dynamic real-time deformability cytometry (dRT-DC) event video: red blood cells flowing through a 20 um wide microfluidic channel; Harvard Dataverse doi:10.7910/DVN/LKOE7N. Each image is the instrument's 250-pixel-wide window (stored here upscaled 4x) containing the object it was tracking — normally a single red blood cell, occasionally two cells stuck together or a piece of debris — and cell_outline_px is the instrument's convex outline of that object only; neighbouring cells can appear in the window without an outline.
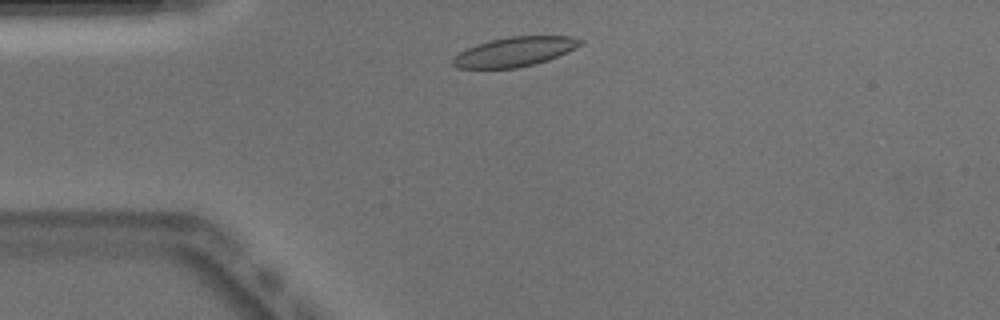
{"species": "Egyptian fruit bat (a non-hibernating species)", "species_latin": "Rousettus aegyptiacus", "temperature_condition": "warm", "stored_images_in_passage": 43, "camera_frame_rate_fps": 3000, "um_per_image_px": 0.085, "animal": {"sex": "male"}, "frame": {"image": 1, "passage_image": 4, "time_ms": 1.0, "image_size_px": [1000, 320], "cell_outline_px": [[584, 44], [548, 60], [536, 64], [516, 68], [456, 68], [452, 64], [452, 60], [460, 52], [476, 44], [508, 36], [572, 36], [584, 40]], "centroid_in_image_um": [43.78, 4.39], "position_along_channel_um": 41.2, "area_um2": 21.85}}
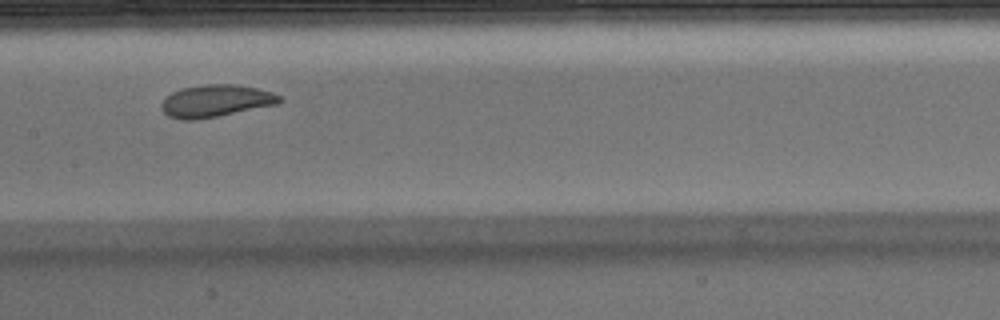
{"frame": {"image": 2, "passage_image": 17, "time_ms": 5.333, "image_size_px": [1000, 320], "cell_outline_px": [[284, 100], [276, 104], [216, 116], [192, 120], [180, 120], [168, 116], [160, 108], [160, 104], [172, 92], [180, 88], [204, 84], [236, 84], [256, 88], [272, 92], [280, 96]], "centroid_in_image_um": [18.31, 8.56], "position_along_channel_um": 189.1, "area_um2": 22.02}}
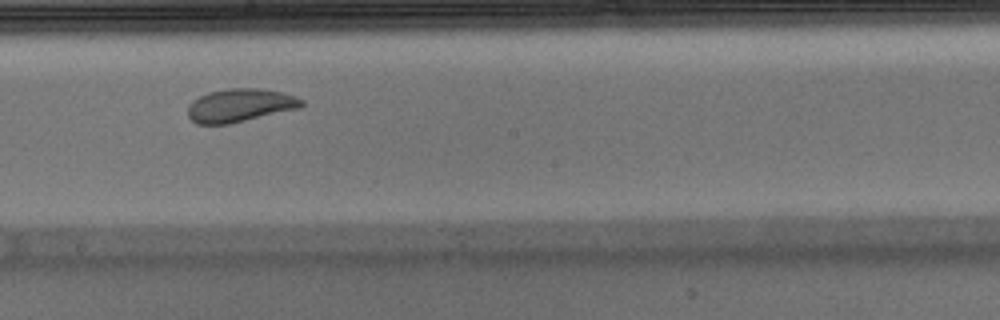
{"frame": {"image": 3, "passage_image": 20, "time_ms": 6.333, "image_size_px": [1000, 320], "cell_outline_px": [[304, 104], [300, 108], [228, 124], [196, 124], [188, 116], [188, 104], [192, 100], [208, 92], [228, 88], [256, 88], [284, 92], [304, 100]], "centroid_in_image_um": [20.39, 8.95], "position_along_channel_um": 227.8, "area_um2": 22.08}, "authors_computed_cell_mechanics": {"area_um2": 22.7732, "velocity_mm_per_s": 3.8934, "shape_relaxation_time_tau1_ms": 3.7493, "shape_relaxation_time_tau2_ms": 1.5966, "deformation_change_tau1": 0.126, "deformation_change_tau2": 0.0641}}